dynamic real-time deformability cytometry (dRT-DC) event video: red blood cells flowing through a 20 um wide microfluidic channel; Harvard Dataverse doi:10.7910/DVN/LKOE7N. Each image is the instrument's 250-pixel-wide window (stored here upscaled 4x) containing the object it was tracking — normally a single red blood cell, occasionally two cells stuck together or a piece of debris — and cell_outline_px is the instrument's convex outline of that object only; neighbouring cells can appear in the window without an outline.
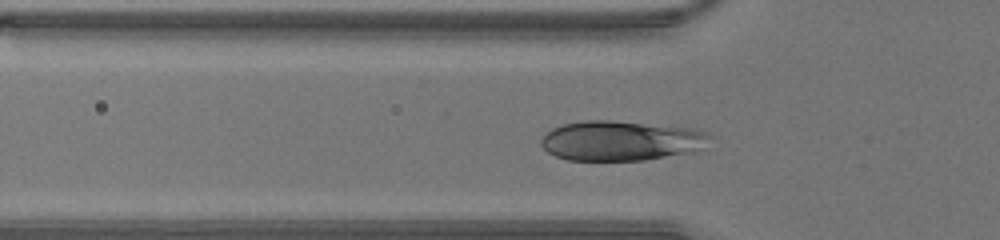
{"species": "human", "species_latin": "Homo sapiens", "temperature_condition": "warm", "stored_images_in_passage": 25, "camera_frame_rate_fps": 3000, "um_per_image_px": 0.085, "donor": {"sex": "male"}, "frame": {"image": 1, "passage_image": 3, "time_ms": 0.667, "image_size_px": [1000, 240], "cell_outline_px": [[708, 136], [696, 152], [644, 160], [568, 160], [556, 156], [548, 152], [540, 144], [540, 140], [552, 128], [564, 124], [584, 120], [608, 120], [696, 128], [708, 132]], "centroid_in_image_um": [52.76, 11.96], "position_along_channel_um": 73.0, "area_um2": 39.02}}
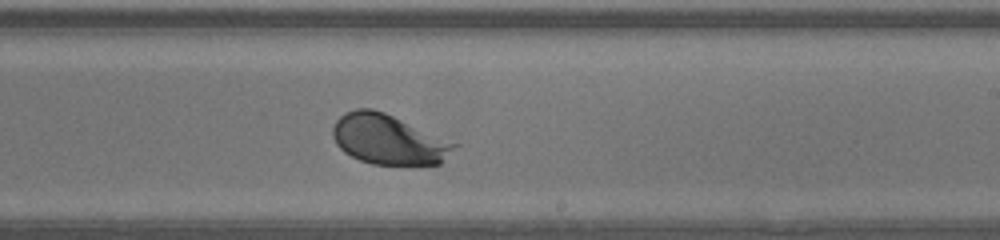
{"frame": {"image": 2, "passage_image": 15, "time_ms": 4.667, "image_size_px": [1000, 240], "cell_outline_px": [[460, 144], [440, 164], [372, 164], [360, 160], [344, 152], [336, 144], [332, 136], [332, 128], [336, 120], [344, 112], [356, 108], [372, 108], [384, 112]], "centroid_in_image_um": [33.01, 11.84], "position_along_channel_um": 256.0, "area_um2": 35.37}}
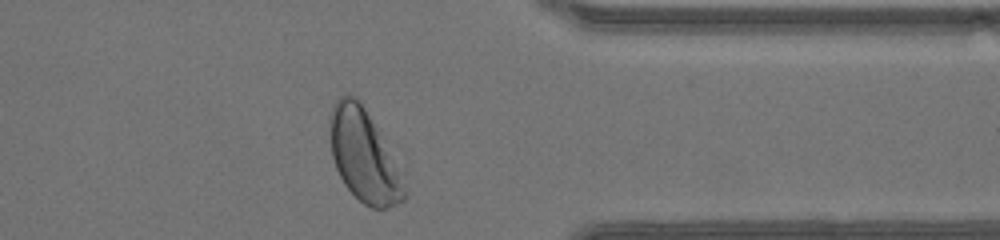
{"frame": {"image": 3, "passage_image": 24, "time_ms": 7.667, "image_size_px": [1000, 240], "cell_outline_px": [[408, 196], [404, 200], [388, 208], [372, 208], [364, 204], [344, 184], [336, 168], [332, 156], [328, 120], [328, 116], [332, 104], [344, 92], [348, 92], [356, 96], [360, 100], [380, 132]], "centroid_in_image_um": [30.85, 13.16], "position_along_channel_um": 380.6, "area_um2": 39.59}}